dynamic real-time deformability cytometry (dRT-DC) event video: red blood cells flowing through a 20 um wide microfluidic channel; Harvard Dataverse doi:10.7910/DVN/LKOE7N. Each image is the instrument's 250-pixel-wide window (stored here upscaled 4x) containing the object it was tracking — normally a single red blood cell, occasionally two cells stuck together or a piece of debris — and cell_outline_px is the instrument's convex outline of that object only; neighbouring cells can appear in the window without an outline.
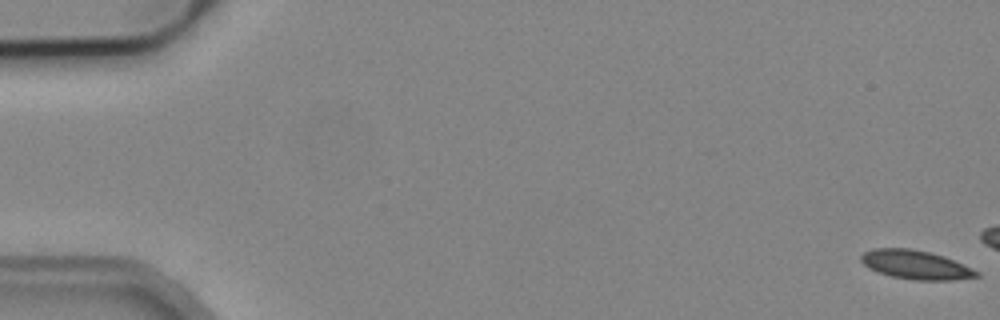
{"species": "common noctule bat (a hibernating species)", "species_latin": "Nyctalus noctula", "temperature_condition": "cold", "stored_images_in_passage": 5, "camera_frame_rate_fps": 3000, "um_per_image_px": 0.085, "animal": {"sex": "male", "body_mass_g": 19.2, "forearm_length_mm": 51.8}, "frame": {"image": 1, "passage_image": 1, "time_ms": 0.0, "image_size_px": [1000, 320], "cell_outline_px": [[980, 276], [952, 280], [916, 280], [892, 276], [868, 268], [860, 260], [860, 256], [864, 252], [872, 248], [912, 248], [944, 256], [972, 268], [980, 272]], "centroid_in_image_um": [77.83, 22.49], "position_along_channel_um": 7.2, "area_um2": 19.36}}